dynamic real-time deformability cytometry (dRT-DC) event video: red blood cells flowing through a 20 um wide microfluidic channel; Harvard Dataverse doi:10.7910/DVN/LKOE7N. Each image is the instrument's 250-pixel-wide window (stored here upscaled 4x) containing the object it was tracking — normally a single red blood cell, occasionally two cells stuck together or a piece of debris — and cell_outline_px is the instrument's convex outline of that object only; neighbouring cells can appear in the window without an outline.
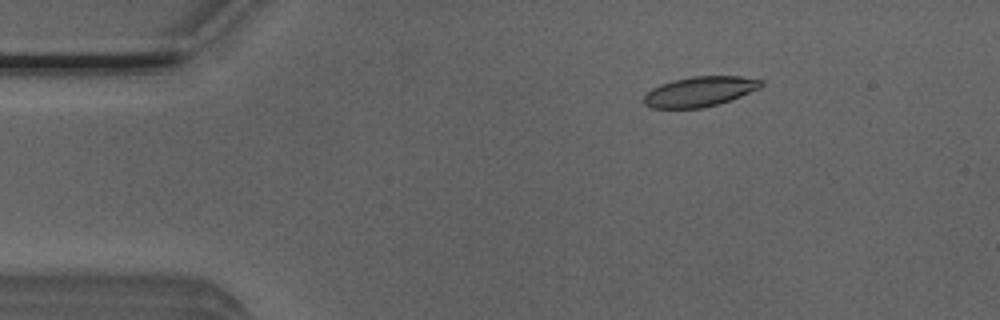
{"species": "Egyptian fruit bat (a non-hibernating species)", "species_latin": "Rousettus aegyptiacus", "temperature_condition": "room temperature", "stored_images_in_passage": 36, "camera_frame_rate_fps": 3000, "um_per_image_px": 0.085, "animal": {"sex": "male"}, "frame": {"image": 1, "passage_image": 6, "time_ms": 1.667, "image_size_px": [1000, 320], "cell_outline_px": [[764, 84], [760, 88], [740, 96], [716, 104], [700, 108], [652, 108], [644, 104], [644, 96], [652, 88], [660, 84], [672, 80], [692, 76], [740, 76], [764, 80]], "centroid_in_image_um": [59.48, 7.77], "position_along_channel_um": 25.5, "area_um2": 20.4}}
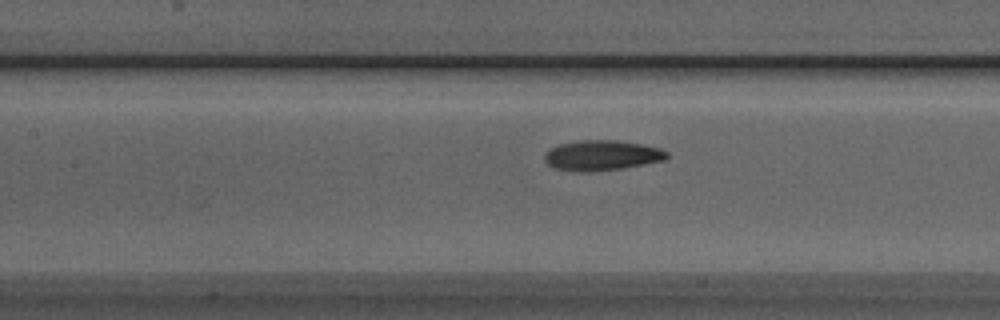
{"frame": {"image": 2, "passage_image": 21, "time_ms": 6.667, "image_size_px": [1000, 320], "cell_outline_px": [[668, 156], [664, 160], [620, 168], [588, 172], [584, 172], [556, 168], [548, 164], [544, 160], [544, 156], [552, 148], [560, 144], [580, 140], [616, 140], [640, 144], [660, 148], [668, 152]], "centroid_in_image_um": [51.16, 13.2], "position_along_channel_um": 156.2, "area_um2": 21.1}}
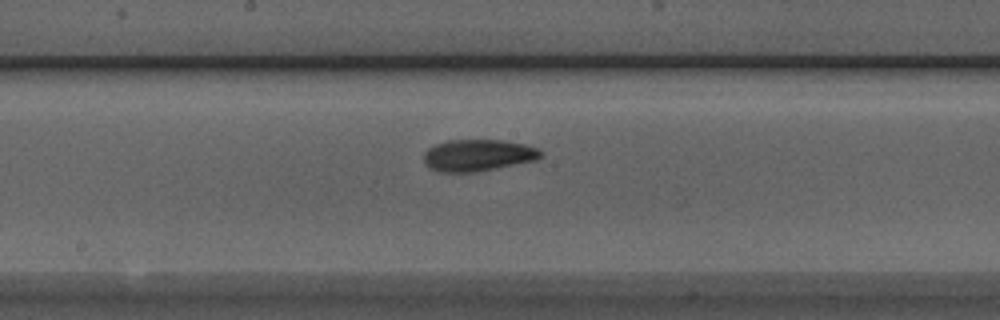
{"frame": {"image": 3, "passage_image": 25, "time_ms": 8.0, "image_size_px": [1000, 320], "cell_outline_px": [[544, 156], [536, 160], [476, 172], [440, 172], [428, 168], [424, 164], [424, 152], [428, 148], [436, 144], [448, 140], [500, 140], [524, 144], [536, 148], [544, 152]], "centroid_in_image_um": [40.61, 13.2], "position_along_channel_um": 207.6, "area_um2": 21.73}}